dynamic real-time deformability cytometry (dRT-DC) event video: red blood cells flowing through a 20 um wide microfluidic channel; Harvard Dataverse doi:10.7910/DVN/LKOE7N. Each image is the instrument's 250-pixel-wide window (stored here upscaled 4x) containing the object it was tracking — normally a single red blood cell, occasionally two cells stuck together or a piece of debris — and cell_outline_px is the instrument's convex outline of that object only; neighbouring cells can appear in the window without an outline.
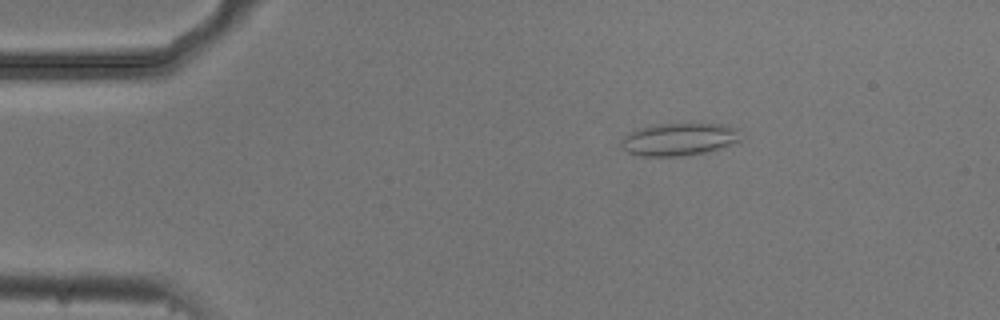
{"species": "common noctule bat (a hibernating species)", "species_latin": "Nyctalus noctula", "temperature_condition": "cold", "stored_images_in_passage": 46, "camera_frame_rate_fps": 3000, "um_per_image_px": 0.085, "animal": {"sex": "male", "body_mass_g": 20.5, "forearm_length_mm": 52.5}, "frame": {"image": 1, "passage_image": 1, "time_ms": 0.0, "image_size_px": [1000, 320], "cell_outline_px": [[740, 140], [724, 148], [708, 152], [684, 156], [632, 156], [620, 144], [620, 140], [628, 132], [636, 128], [660, 124], [724, 124], [736, 128]], "centroid_in_image_um": [57.67, 11.86], "position_along_channel_um": 27.3, "area_um2": 22.95}}
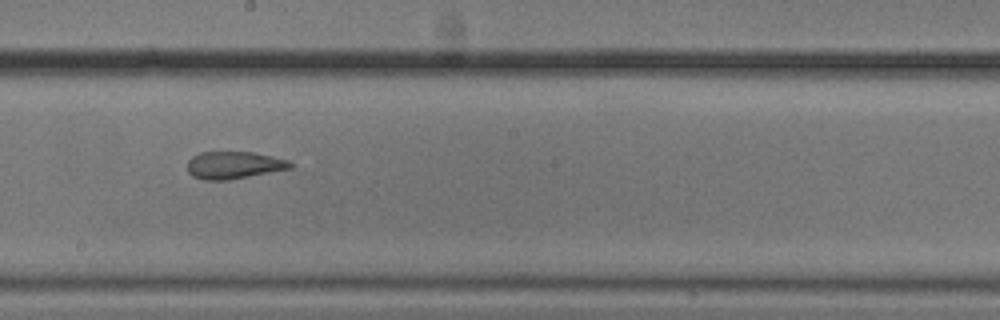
{"frame": {"image": 2, "passage_image": 22, "time_ms": 7.0, "image_size_px": [1000, 320], "cell_outline_px": [[292, 168], [228, 180], [204, 180], [192, 176], [188, 172], [188, 160], [192, 156], [200, 152], [252, 152], [272, 156], [288, 160], [292, 164]], "centroid_in_image_um": [19.85, 14.03], "position_along_channel_um": 228.3, "area_um2": 16.36}}
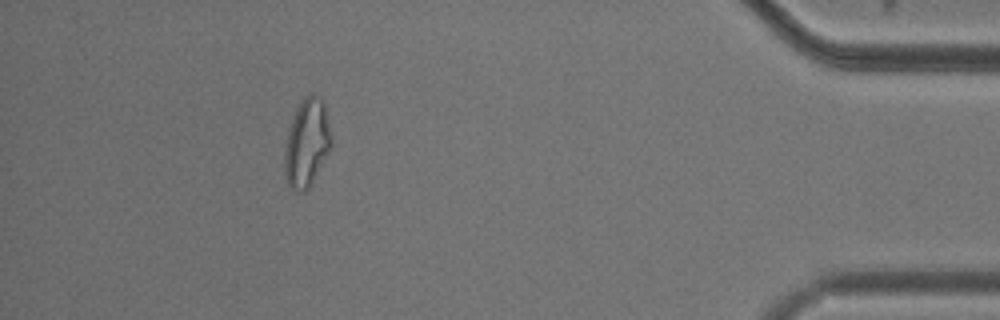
{"frame": {"image": 3, "passage_image": 41, "time_ms": 13.333, "image_size_px": [1000, 320], "cell_outline_px": [[332, 148], [308, 188], [304, 192], [292, 188], [288, 184], [284, 168], [284, 152], [288, 132], [292, 116], [300, 100], [304, 96], [312, 92], [320, 96], [324, 100], [332, 140]], "centroid_in_image_um": [26.1, 12.08], "position_along_channel_um": 409.1, "area_um2": 24.16}, "authors_computed_cell_mechanics": {"area_um2": 18.3226, "velocity_mm_per_s": 3.7036, "shape_relaxation_time_tau1_ms": 6.7142, "shape_relaxation_time_tau2_ms": 1.923, "deformation_change_tau1": 0.1699, "deformation_change_tau2": 0.0947}}